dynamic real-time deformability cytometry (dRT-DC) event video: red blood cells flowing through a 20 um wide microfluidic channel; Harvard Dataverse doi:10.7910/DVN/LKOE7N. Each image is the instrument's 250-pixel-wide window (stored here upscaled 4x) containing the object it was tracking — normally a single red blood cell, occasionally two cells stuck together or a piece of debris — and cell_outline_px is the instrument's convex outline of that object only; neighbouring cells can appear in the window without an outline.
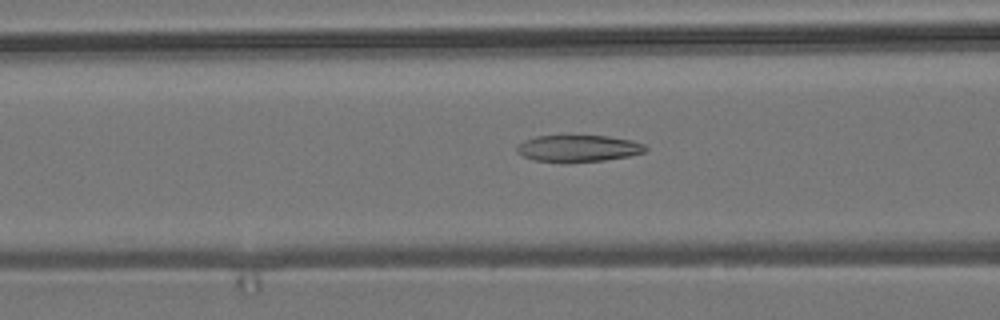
{"species": "common noctule bat (a hibernating species)", "species_latin": "Nyctalus noctula", "temperature_condition": "room temperature", "stored_images_in_passage": 41, "camera_frame_rate_fps": 3000, "um_per_image_px": 0.085, "animal": {"sex": "male", "body_mass_g": 19.2, "forearm_length_mm": 51.8}, "frame": {"image": 1, "passage_image": 8, "time_ms": 2.333, "image_size_px": [1000, 320], "cell_outline_px": [[648, 148], [644, 152], [628, 156], [604, 160], [568, 164], [560, 164], [532, 160], [516, 152], [516, 148], [524, 140], [536, 136], [608, 136], [632, 140], [644, 144]], "centroid_in_image_um": [49.12, 12.64], "position_along_channel_um": 117.5, "area_um2": 20.46}}
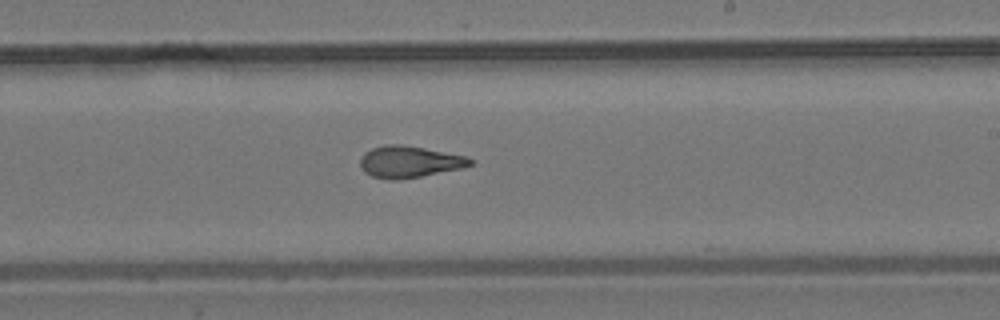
{"frame": {"image": 2, "passage_image": 19, "time_ms": 6.0, "image_size_px": [1000, 320], "cell_outline_px": [[476, 164], [464, 168], [420, 176], [396, 180], [392, 180], [372, 176], [364, 172], [360, 168], [360, 156], [364, 152], [372, 148], [384, 144], [400, 144], [424, 148], [468, 156]], "centroid_in_image_um": [34.8, 13.74], "position_along_channel_um": 254.2, "area_um2": 20.52}}
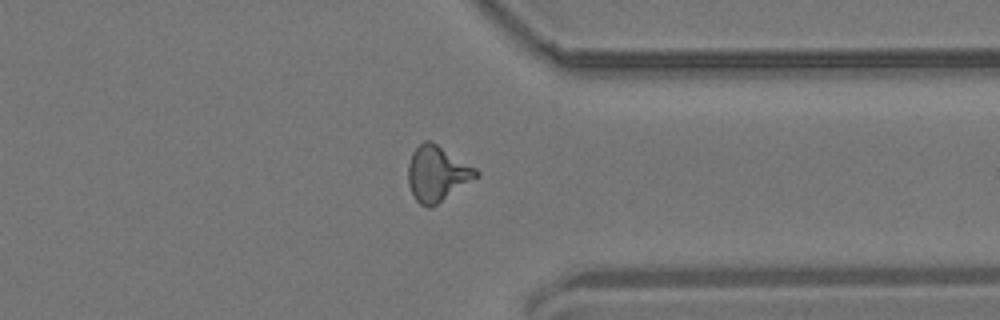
{"frame": {"image": 3, "passage_image": 29, "time_ms": 9.333, "image_size_px": [1000, 320], "cell_outline_px": [[480, 176], [432, 208], [428, 208], [420, 204], [416, 200], [408, 184], [408, 164], [412, 152], [424, 140], [432, 140], [476, 168], [480, 172]], "centroid_in_image_um": [37.17, 14.76], "position_along_channel_um": 374.2, "area_um2": 22.25}, "authors_computed_cell_mechanics": {"area_um2": 20.4612, "velocity_mm_per_s": 3.722, "shape_relaxation_time_tau1_ms": null, "shape_relaxation_time_tau2_ms": 2.458, "deformation_change_tau1": null, "deformation_change_tau2": 0.1022}}